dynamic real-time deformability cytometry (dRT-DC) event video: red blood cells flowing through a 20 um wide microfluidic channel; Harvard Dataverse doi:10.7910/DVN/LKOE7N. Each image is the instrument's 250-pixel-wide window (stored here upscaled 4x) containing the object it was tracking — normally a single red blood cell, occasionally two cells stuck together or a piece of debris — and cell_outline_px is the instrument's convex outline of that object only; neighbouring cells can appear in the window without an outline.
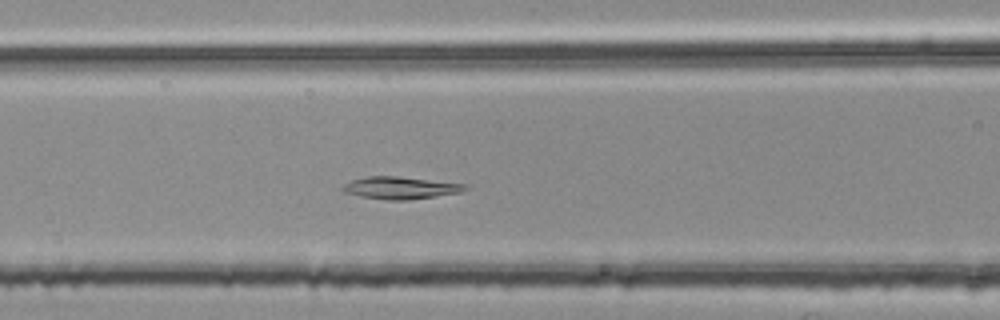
{"species": "common noctule bat (a hibernating species)", "species_latin": "Nyctalus noctula", "temperature_condition": "room temperature", "stored_images_in_passage": 41, "camera_frame_rate_fps": 3000, "um_per_image_px": 0.085, "animal": {"sex": "female", "body_mass_g": 25.1}, "frame": {"image": 1, "passage_image": 10, "time_ms": 3.0, "image_size_px": [1000, 320], "cell_outline_px": [[468, 188], [460, 192], [436, 196], [408, 200], [388, 200], [360, 196], [344, 192], [340, 188], [344, 184], [352, 180], [368, 176], [396, 176], [464, 184]], "centroid_in_image_um": [33.98, 15.97], "position_along_channel_um": 132.6, "area_um2": 15.66}}
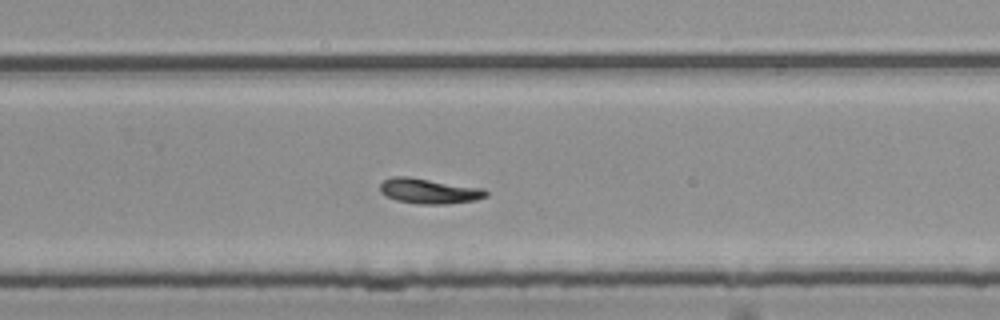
{"frame": {"image": 2, "passage_image": 23, "time_ms": 7.333, "image_size_px": [1000, 320], "cell_outline_px": [[488, 196], [476, 200], [444, 204], [416, 204], [396, 200], [380, 192], [380, 184], [384, 180], [392, 176], [408, 176], [484, 188], [488, 192]], "centroid_in_image_um": [36.48, 16.23], "position_along_channel_um": 293.3, "area_um2": 15.66}}
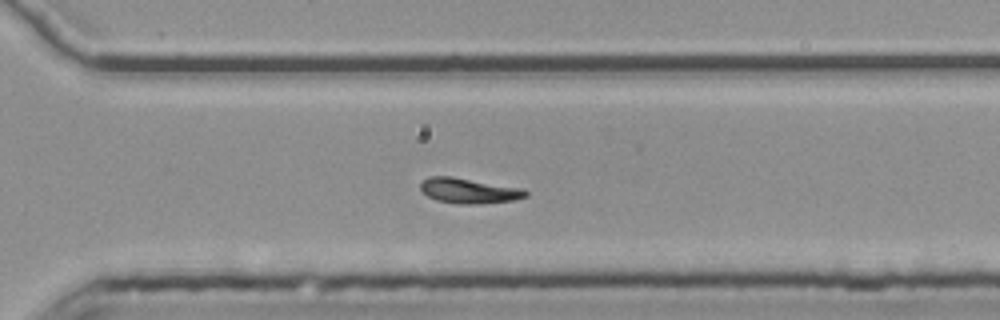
{"frame": {"image": 3, "passage_image": 26, "time_ms": 8.333, "image_size_px": [1000, 320], "cell_outline_px": [[528, 196], [512, 200], [476, 204], [456, 204], [436, 200], [420, 192], [420, 184], [428, 176], [452, 176], [524, 188], [528, 192]], "centroid_in_image_um": [39.84, 16.2], "position_along_channel_um": 330.8, "area_um2": 15.66}, "authors_computed_cell_mechanics": {"area_um2": 15.1436, "velocity_mm_per_s": 3.7281, "shape_relaxation_time_tau1_ms": 2.9855, "shape_relaxation_time_tau2_ms": 4.3867, "deformation_change_tau1": 0.1193, "deformation_change_tau2": 0.1166}}